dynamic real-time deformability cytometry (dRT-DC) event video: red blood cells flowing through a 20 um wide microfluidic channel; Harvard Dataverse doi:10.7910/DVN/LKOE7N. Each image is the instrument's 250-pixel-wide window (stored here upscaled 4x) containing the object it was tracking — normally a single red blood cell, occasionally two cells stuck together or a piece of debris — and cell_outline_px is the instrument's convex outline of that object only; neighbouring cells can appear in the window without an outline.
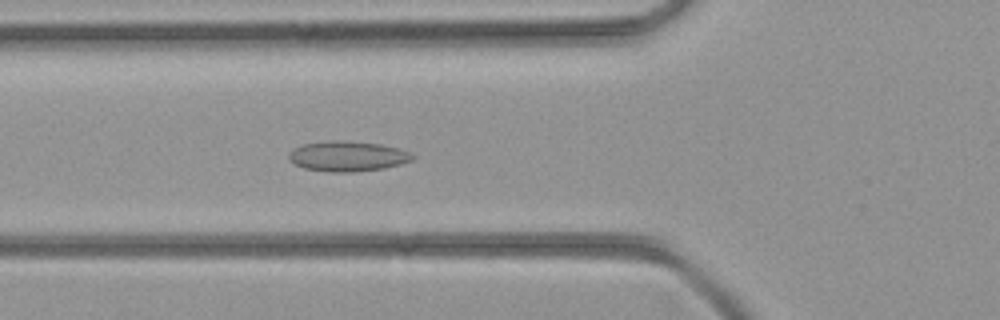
{"species": "common noctule bat (a hibernating species)", "species_latin": "Nyctalus noctula", "temperature_condition": "room temperature", "stored_images_in_passage": 43, "camera_frame_rate_fps": 3000, "um_per_image_px": 0.085, "animal": {"sex": "female", "body_mass_g": 21.9}, "frame": {"image": 1, "passage_image": 16, "time_ms": 5.0, "image_size_px": [1000, 320], "cell_outline_px": [[416, 156], [412, 160], [400, 164], [384, 168], [352, 172], [328, 172], [304, 168], [288, 160], [288, 156], [292, 148], [304, 144], [332, 140], [348, 140], [380, 144], [400, 148]], "centroid_in_image_um": [29.54, 13.27], "position_along_channel_um": 96.3, "area_um2": 21.91}}
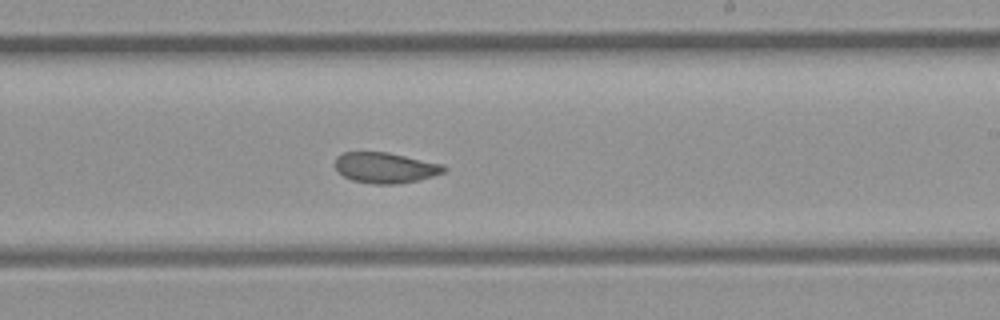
{"frame": {"image": 2, "passage_image": 26, "time_ms": 8.333, "image_size_px": [1000, 320], "cell_outline_px": [[448, 168], [444, 172], [420, 180], [396, 184], [372, 184], [352, 180], [344, 176], [336, 168], [336, 156], [344, 152], [388, 152], [444, 164]], "centroid_in_image_um": [32.79, 14.25], "position_along_channel_um": 256.2, "area_um2": 19.48}}
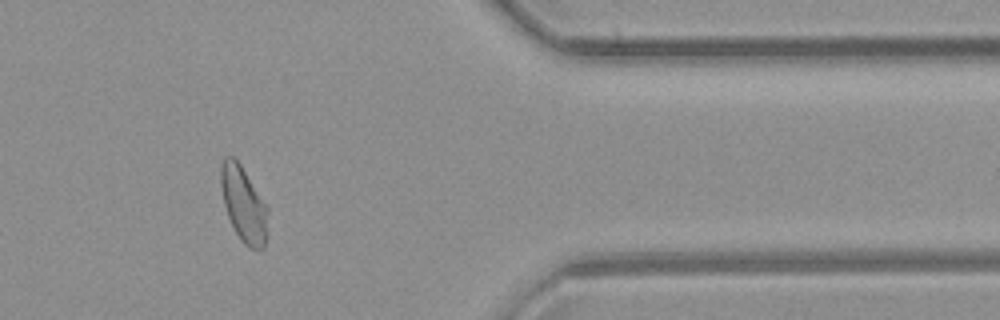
{"frame": {"image": 3, "passage_image": 36, "time_ms": 11.667, "image_size_px": [1000, 320], "cell_outline_px": [[268, 236], [264, 248], [248, 248], [240, 240], [228, 216], [224, 204], [220, 184], [220, 168], [224, 156], [236, 156], [268, 208]], "centroid_in_image_um": [20.72, 17.35], "position_along_channel_um": 390.7, "area_um2": 20.92}}